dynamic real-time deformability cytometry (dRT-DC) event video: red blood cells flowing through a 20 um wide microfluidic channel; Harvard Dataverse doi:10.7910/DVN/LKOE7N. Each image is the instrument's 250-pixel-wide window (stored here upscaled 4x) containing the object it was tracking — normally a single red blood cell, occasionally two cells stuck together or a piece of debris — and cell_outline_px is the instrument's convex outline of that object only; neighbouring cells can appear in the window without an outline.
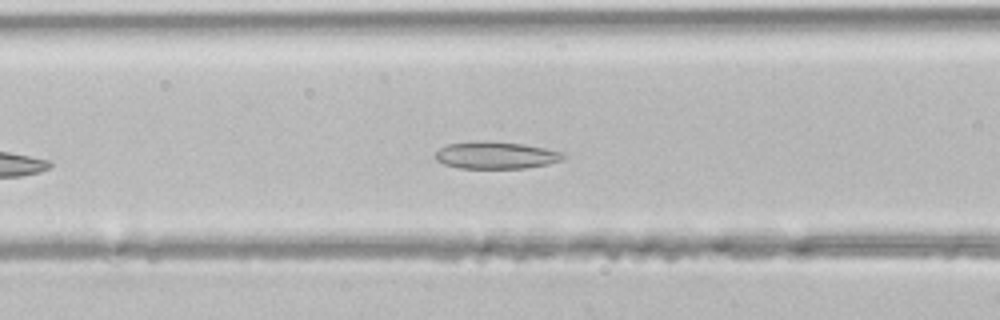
{"species": "common noctule bat (a hibernating species)", "species_latin": "Nyctalus noctula", "temperature_condition": "room temperature", "stored_images_in_passage": 33, "camera_frame_rate_fps": 3000, "um_per_image_px": 0.085, "animal": {"sex": "male", "body_mass_g": 21.5, "forearm_length_mm": 52.0}, "frame": {"image": 1, "passage_image": 9, "time_ms": 2.667, "image_size_px": [1000, 320], "cell_outline_px": [[568, 156], [560, 160], [548, 164], [524, 168], [460, 168], [444, 164], [436, 160], [436, 152], [440, 148], [448, 144], [524, 144], [564, 152]], "centroid_in_image_um": [42.23, 13.25], "position_along_channel_um": 124.4, "area_um2": 19.13}}
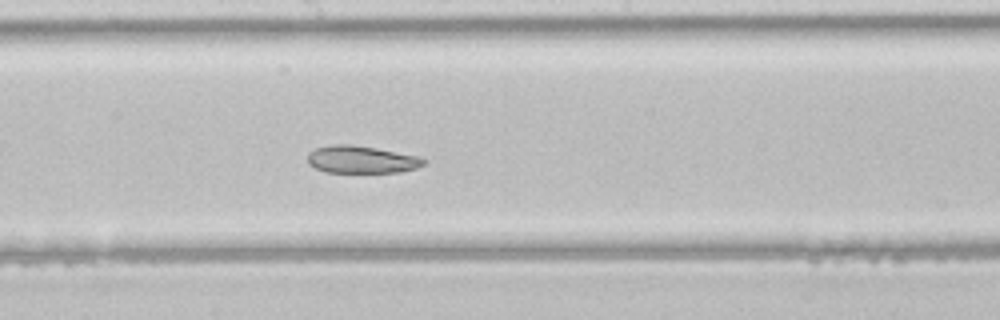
{"frame": {"image": 2, "passage_image": 15, "time_ms": 4.667, "image_size_px": [1000, 320], "cell_outline_px": [[428, 160], [424, 164], [416, 168], [400, 172], [324, 172], [308, 164], [308, 152], [316, 148], [332, 144], [348, 144], [376, 148], [420, 156]], "centroid_in_image_um": [30.73, 13.56], "position_along_channel_um": 217.5, "area_um2": 18.61}}
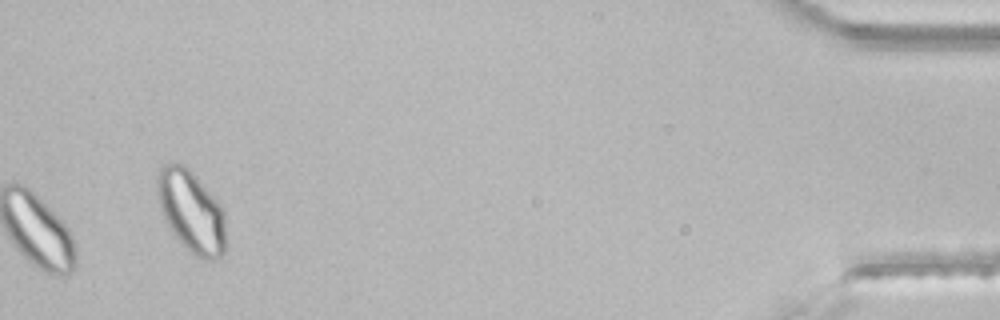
{"frame": {"image": 3, "passage_image": 33, "time_ms": 10.667, "image_size_px": [1000, 320], "cell_outline_px": [[224, 252], [216, 260], [204, 260], [196, 256], [184, 248], [180, 244], [172, 232], [160, 208], [156, 196], [156, 176], [160, 168], [164, 164], [184, 164], [196, 176], [224, 208]], "centroid_in_image_um": [16.23, 17.98], "position_along_channel_um": 419.0, "area_um2": 32.83}}